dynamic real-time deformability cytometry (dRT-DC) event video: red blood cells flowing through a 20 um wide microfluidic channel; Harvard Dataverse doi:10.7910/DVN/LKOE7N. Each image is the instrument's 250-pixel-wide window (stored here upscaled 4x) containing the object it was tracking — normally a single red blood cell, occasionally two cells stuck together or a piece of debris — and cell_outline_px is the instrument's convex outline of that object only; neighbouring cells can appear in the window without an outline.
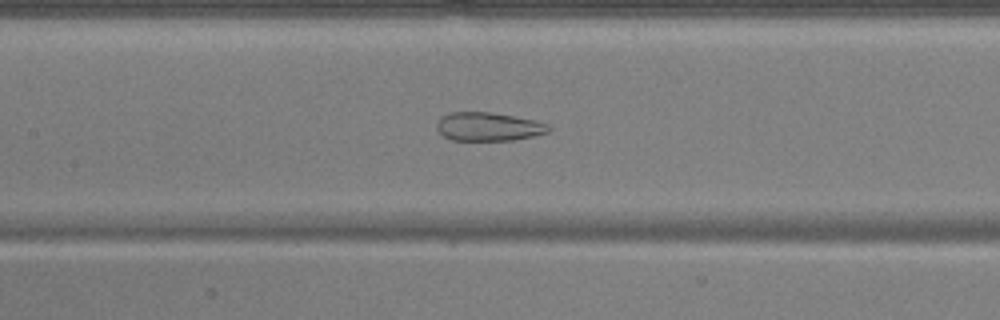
{"species": "common noctule bat (a hibernating species)", "species_latin": "Nyctalus noctula", "temperature_condition": "warm", "stored_images_in_passage": 43, "camera_frame_rate_fps": 3000, "um_per_image_px": 0.085, "animal": {"sex": "male", "body_mass_g": 17.9, "forearm_length_mm": 54.2}, "frame": {"image": 1, "passage_image": 15, "time_ms": 4.667, "image_size_px": [1000, 320], "cell_outline_px": [[552, 128], [548, 132], [536, 136], [512, 140], [452, 140], [444, 136], [436, 128], [436, 124], [440, 116], [448, 112], [492, 112], [536, 120], [548, 124]], "centroid_in_image_um": [41.53, 10.76], "position_along_channel_um": 165.9, "area_um2": 18.84}}
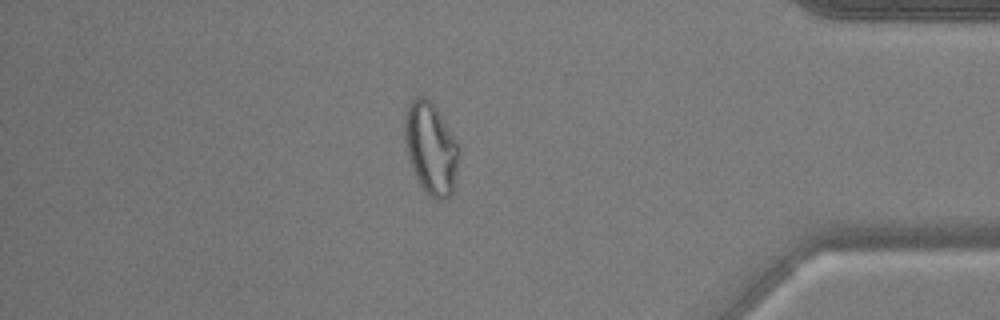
{"frame": {"image": 2, "passage_image": 36, "time_ms": 11.667, "image_size_px": [1000, 320], "cell_outline_px": [[460, 156], [452, 192], [444, 200], [436, 200], [420, 184], [412, 168], [408, 156], [404, 140], [404, 116], [408, 104], [416, 96], [424, 96], [436, 108], [456, 140], [460, 148]], "centroid_in_image_um": [36.62, 12.58], "position_along_channel_um": 398.6, "area_um2": 28.84}}
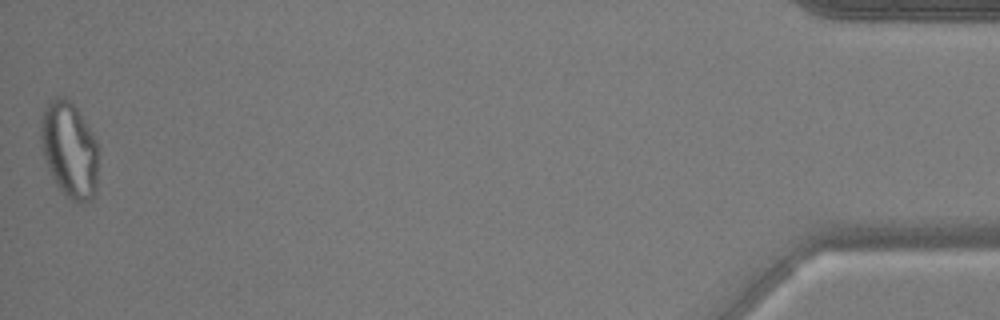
{"frame": {"image": 3, "passage_image": 43, "time_ms": 14.0, "image_size_px": [1000, 320], "cell_outline_px": [[96, 188], [92, 196], [84, 204], [80, 204], [72, 200], [56, 184], [48, 168], [44, 156], [40, 136], [40, 128], [44, 108], [48, 100], [56, 96], [64, 96], [76, 108], [92, 132], [96, 140]], "centroid_in_image_um": [5.87, 12.69], "position_along_channel_um": 429.3, "area_um2": 31.67}, "authors_computed_cell_mechanics": {"area_um2": 25.8366, "velocity_mm_per_s": 3.7792, "shape_relaxation_time_tau1_ms": null, "shape_relaxation_time_tau2_ms": 1.5636, "deformation_change_tau1": null, "deformation_change_tau2": 0.1025}}